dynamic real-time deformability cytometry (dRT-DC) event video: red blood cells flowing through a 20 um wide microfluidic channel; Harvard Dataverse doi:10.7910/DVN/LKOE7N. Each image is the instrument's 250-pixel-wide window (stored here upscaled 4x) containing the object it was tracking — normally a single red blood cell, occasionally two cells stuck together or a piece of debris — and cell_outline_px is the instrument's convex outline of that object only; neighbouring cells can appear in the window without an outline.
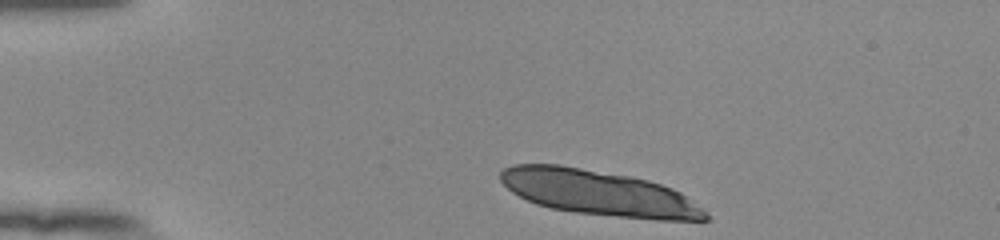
{"species": "human", "species_latin": "Homo sapiens", "temperature_condition": "room temperature", "stored_images_in_passage": 9, "camera_frame_rate_fps": 3000, "um_per_image_px": 0.085, "donor": {"sex": "female"}, "frame": {"image": 1, "passage_image": 1, "time_ms": 0.0, "image_size_px": [1000, 240], "cell_outline_px": [[712, 220], [656, 220], [576, 212], [552, 208], [536, 204], [512, 192], [500, 180], [500, 172], [504, 168], [512, 164], [560, 164], [628, 176], [648, 180], [672, 188], [680, 192], [712, 216]], "centroid_in_image_um": [50.91, 16.39], "position_along_channel_um": 34.1, "area_um2": 53.87}}